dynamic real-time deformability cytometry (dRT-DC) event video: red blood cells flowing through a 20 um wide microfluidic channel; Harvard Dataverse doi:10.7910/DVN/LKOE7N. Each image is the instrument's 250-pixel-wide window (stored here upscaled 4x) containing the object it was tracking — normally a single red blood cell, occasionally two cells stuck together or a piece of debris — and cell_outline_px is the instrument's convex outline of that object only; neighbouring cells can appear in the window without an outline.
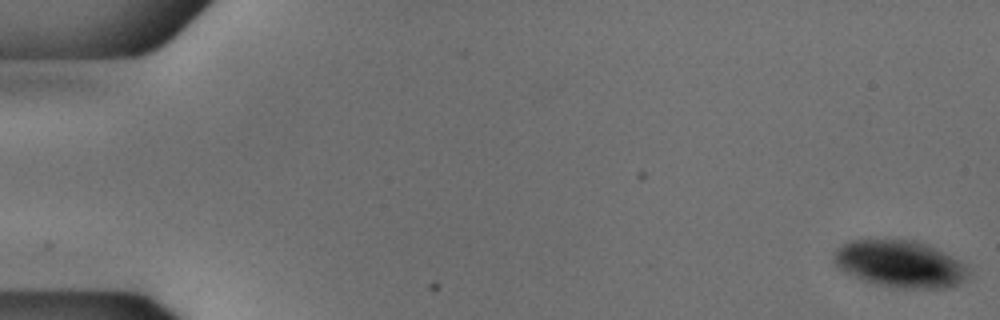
{"species": "common noctule bat (a hibernating species)", "species_latin": "Nyctalus noctula", "temperature_condition": "cold", "stored_images_in_passage": 12, "camera_frame_rate_fps": 3000, "um_per_image_px": 0.085, "animal": {"sex": "male", "body_mass_g": 18.8}, "frame": {"image": 1, "passage_image": 1, "time_ms": 0.0, "image_size_px": [1000, 320], "cell_outline_px": [[972, 268], [956, 284], [948, 288], [908, 288], [880, 284], [864, 280], [844, 272], [832, 260], [832, 256], [836, 248], [848, 240], [916, 240], [936, 248], [960, 260]], "centroid_in_image_um": [76.48, 22.41], "position_along_channel_um": 8.5, "area_um2": 36.53}}